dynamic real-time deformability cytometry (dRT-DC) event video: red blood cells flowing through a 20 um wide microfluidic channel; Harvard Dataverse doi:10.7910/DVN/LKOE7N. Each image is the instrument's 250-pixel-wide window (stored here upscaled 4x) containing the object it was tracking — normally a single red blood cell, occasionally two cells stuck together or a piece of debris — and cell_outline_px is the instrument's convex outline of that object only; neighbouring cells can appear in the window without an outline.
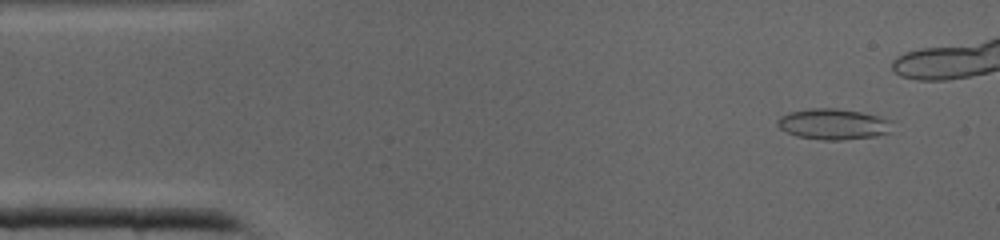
{"species": "common noctule bat (a hibernating species)", "species_latin": "Nyctalus noctula", "temperature_condition": "cold", "stored_images_in_passage": 32, "camera_frame_rate_fps": 3000, "um_per_image_px": 0.085, "animal": {"sex": "male", "body_mass_g": 19.0, "forearm_length_mm": 50.8}, "frame": {"image": 1, "passage_image": 3, "time_ms": 0.667, "image_size_px": [1000, 240], "cell_outline_px": [[892, 120], [888, 132], [876, 136], [840, 140], [824, 140], [796, 136], [780, 128], [776, 124], [776, 120], [780, 116], [788, 112], [808, 108], [836, 108], [860, 112]], "centroid_in_image_um": [70.77, 10.54], "position_along_channel_um": 14.2, "area_um2": 20.52}}
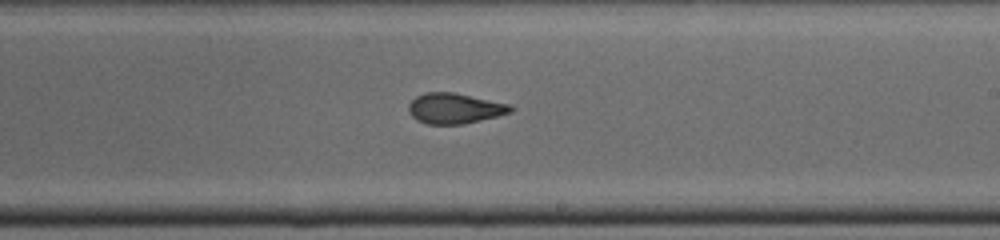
{"frame": {"image": 2, "passage_image": 23, "time_ms": 7.333, "image_size_px": [1000, 240], "cell_outline_px": [[516, 108], [512, 112], [464, 124], [428, 124], [416, 120], [408, 112], [408, 104], [416, 96], [424, 92], [452, 92], [508, 104]], "centroid_in_image_um": [38.61, 9.21], "position_along_channel_um": 250.4, "area_um2": 18.03}}
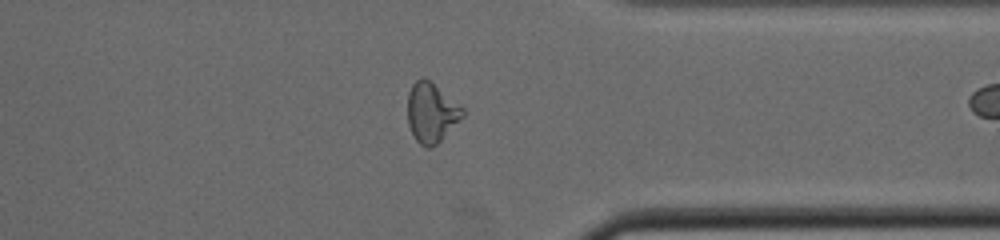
{"frame": {"image": 3, "passage_image": 31, "time_ms": 10.0, "image_size_px": [1000, 240], "cell_outline_px": [[464, 116], [432, 148], [424, 148], [416, 140], [408, 124], [408, 92], [412, 84], [416, 80], [424, 76], [464, 108]], "centroid_in_image_um": [36.66, 9.57], "position_along_channel_um": 374.7, "area_um2": 19.02}}